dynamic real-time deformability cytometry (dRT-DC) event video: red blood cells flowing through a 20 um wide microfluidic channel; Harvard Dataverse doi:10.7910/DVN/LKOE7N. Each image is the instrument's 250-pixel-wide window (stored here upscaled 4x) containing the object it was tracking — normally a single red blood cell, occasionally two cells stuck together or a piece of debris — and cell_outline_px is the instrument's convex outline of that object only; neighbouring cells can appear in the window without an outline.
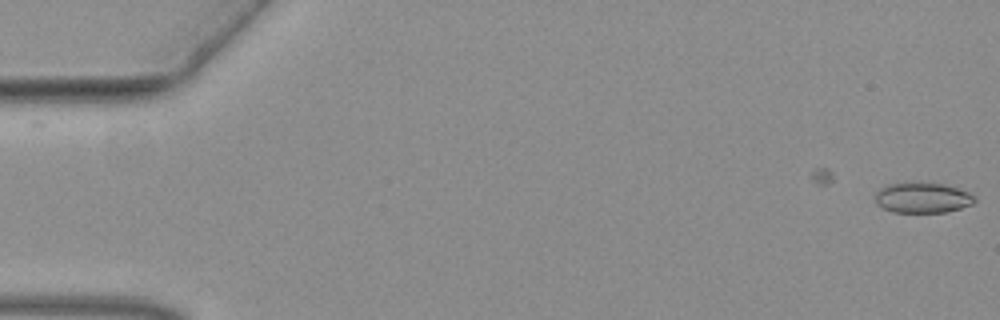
{"species": "common noctule bat (a hibernating species)", "species_latin": "Nyctalus noctula", "temperature_condition": "warm", "stored_images_in_passage": 5, "camera_frame_rate_fps": 3000, "um_per_image_px": 0.085, "animal": {"sex": "female", "body_mass_g": 19.3, "forearm_length_mm": 54.1}, "frame": {"image": 1, "passage_image": 5, "time_ms": 1.333, "image_size_px": [1000, 320], "cell_outline_px": [[976, 200], [972, 204], [960, 208], [944, 212], [892, 212], [876, 204], [876, 192], [880, 188], [888, 184], [912, 180], [944, 184], [960, 188], [968, 192]], "centroid_in_image_um": [78.38, 16.77], "position_along_channel_um": 6.6, "area_um2": 17.98}}